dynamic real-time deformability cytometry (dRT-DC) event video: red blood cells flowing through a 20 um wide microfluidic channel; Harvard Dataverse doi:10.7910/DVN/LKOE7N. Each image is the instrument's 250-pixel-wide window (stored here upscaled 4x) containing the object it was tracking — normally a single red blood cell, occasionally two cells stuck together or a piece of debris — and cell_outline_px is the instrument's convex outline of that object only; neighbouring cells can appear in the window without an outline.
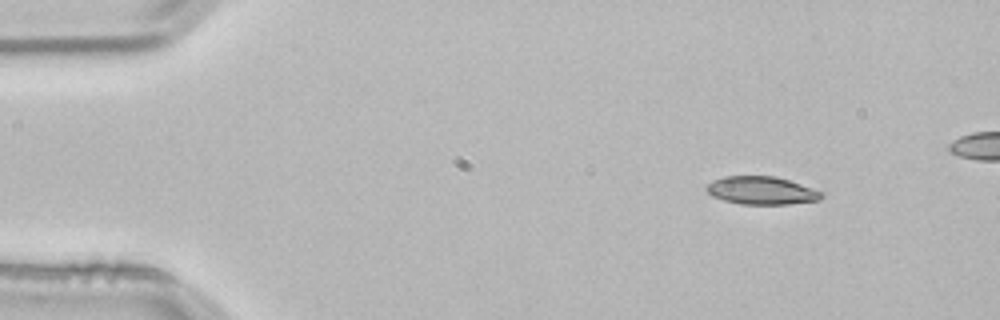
{"species": "common noctule bat (a hibernating species)", "species_latin": "Nyctalus noctula", "temperature_condition": "room temperature", "stored_images_in_passage": 4, "segment_of_instrument_passage": [2, 2], "camera_frame_rate_fps": 3000, "um_per_image_px": 0.085, "animal": {"sex": "male", "body_mass_g": 21.5, "forearm_length_mm": 52.0}, "frame": {"image": 1, "passage_image": 4, "time_ms": 1.0, "image_size_px": [1000, 320], "cell_outline_px": [[824, 196], [820, 200], [788, 204], [740, 204], [724, 200], [712, 196], [704, 188], [712, 180], [724, 176], [776, 176], [824, 192]], "centroid_in_image_um": [64.73, 16.19], "position_along_channel_um": 20.3, "area_um2": 18.79}}